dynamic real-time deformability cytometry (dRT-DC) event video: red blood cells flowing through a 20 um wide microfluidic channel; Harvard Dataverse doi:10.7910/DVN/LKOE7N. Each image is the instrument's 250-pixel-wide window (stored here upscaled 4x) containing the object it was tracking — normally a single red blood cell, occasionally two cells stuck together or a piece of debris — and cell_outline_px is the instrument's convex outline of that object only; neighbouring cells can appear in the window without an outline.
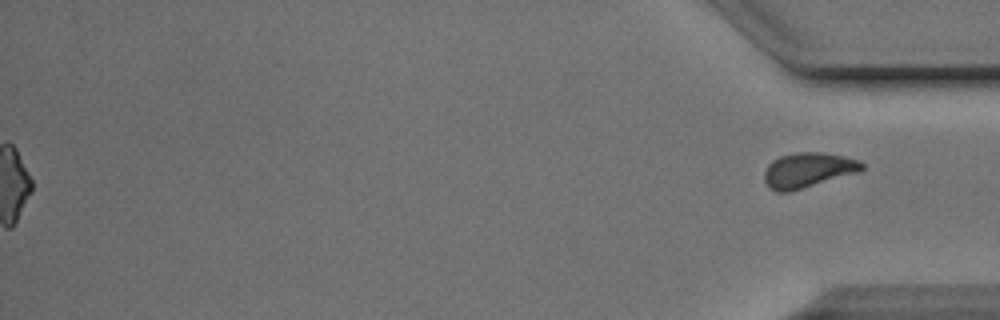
{"species": "Egyptian fruit bat (a non-hibernating species)", "species_latin": "Rousettus aegyptiacus", "temperature_condition": "cold", "stored_images_in_passage": 51, "segment_of_instrument_passage": [2, 2], "camera_frame_rate_fps": 3000, "um_per_image_px": 0.085, "animal": {"sex": "male"}, "frame": {"image": 1, "passage_image": 51, "time_ms": 16.667, "image_size_px": [1000, 320], "cell_outline_px": [[864, 168], [860, 172], [788, 192], [776, 192], [768, 188], [764, 180], [764, 172], [768, 164], [772, 160], [780, 156], [796, 152], [824, 152], [844, 156], [860, 160], [864, 164]], "centroid_in_image_um": [68.68, 14.45], "position_along_channel_um": 366.5, "area_um2": 20.11}}